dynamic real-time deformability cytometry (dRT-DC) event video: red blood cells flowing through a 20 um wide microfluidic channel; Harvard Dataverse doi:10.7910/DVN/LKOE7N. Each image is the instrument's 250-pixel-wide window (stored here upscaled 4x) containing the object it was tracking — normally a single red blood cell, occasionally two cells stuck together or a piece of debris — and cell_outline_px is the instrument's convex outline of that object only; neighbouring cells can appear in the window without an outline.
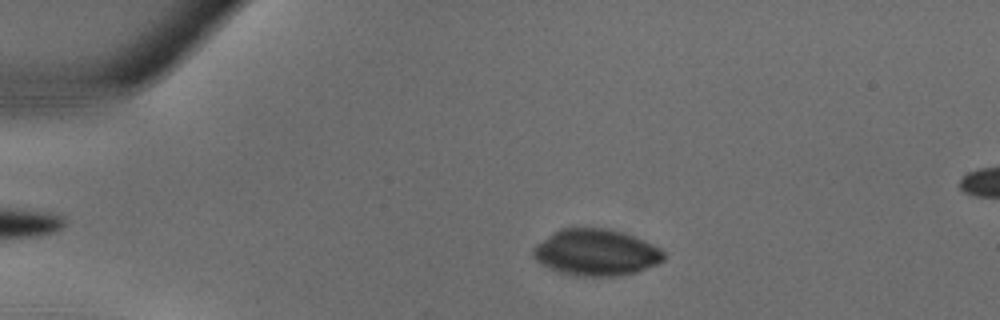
{"species": "common noctule bat (a hibernating species)", "species_latin": "Nyctalus noctula", "temperature_condition": "warm", "stored_images_in_passage": 33, "camera_frame_rate_fps": 3000, "um_per_image_px": 0.085, "animal": {"sex": "male", "body_mass_g": 18.8}, "frame": {"image": 1, "passage_image": 5, "time_ms": 1.333, "image_size_px": [1000, 320], "cell_outline_px": [[664, 260], [656, 264], [636, 272], [620, 276], [584, 276], [556, 272], [540, 264], [532, 256], [532, 248], [536, 244], [552, 232], [560, 228], [608, 228], [624, 232], [644, 240], [660, 248], [664, 252]], "centroid_in_image_um": [50.63, 21.45], "position_along_channel_um": 34.4, "area_um2": 35.66}}
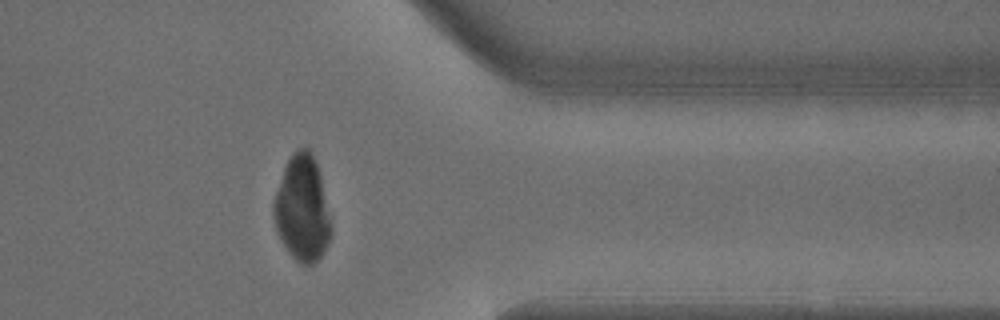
{"frame": {"image": 2, "passage_image": 27, "time_ms": 8.667, "image_size_px": [1000, 320], "cell_outline_px": [[332, 236], [324, 252], [312, 264], [300, 264], [288, 252], [280, 240], [276, 228], [272, 212], [272, 204], [284, 168], [292, 152], [296, 148], [308, 148], [312, 152], [320, 176], [332, 216]], "centroid_in_image_um": [25.71, 17.75], "position_along_channel_um": 385.7, "area_um2": 35.72}}